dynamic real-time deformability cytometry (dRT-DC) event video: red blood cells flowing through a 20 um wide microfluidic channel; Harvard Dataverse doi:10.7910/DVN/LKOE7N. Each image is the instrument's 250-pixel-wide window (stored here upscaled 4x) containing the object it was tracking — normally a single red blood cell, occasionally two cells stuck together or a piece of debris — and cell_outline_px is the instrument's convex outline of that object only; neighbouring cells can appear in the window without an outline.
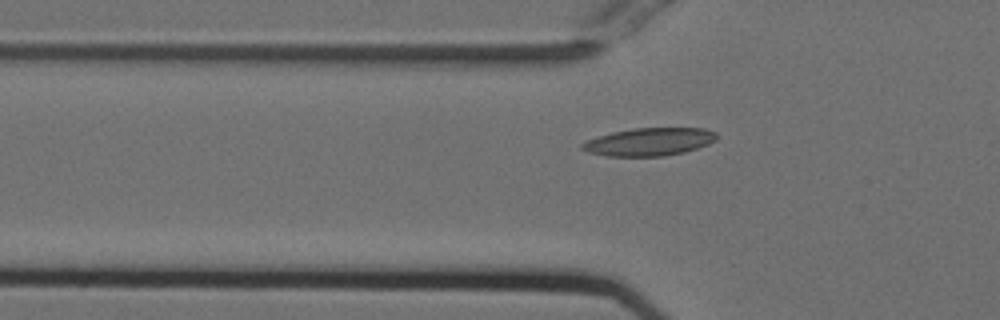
{"species": "Egyptian fruit bat (a non-hibernating species)", "species_latin": "Rousettus aegyptiacus", "temperature_condition": "cold", "stored_images_in_passage": 38, "camera_frame_rate_fps": 3000, "um_per_image_px": 0.085, "animal": {"sex": "female"}, "frame": {"image": 1, "passage_image": 8, "time_ms": 2.333, "image_size_px": [1000, 320], "cell_outline_px": [[716, 140], [708, 144], [684, 152], [664, 156], [608, 156], [588, 152], [580, 148], [580, 144], [588, 140], [612, 132], [632, 128], [704, 128], [716, 132]], "centroid_in_image_um": [55.18, 12.05], "position_along_channel_um": 70.6, "area_um2": 21.73}}
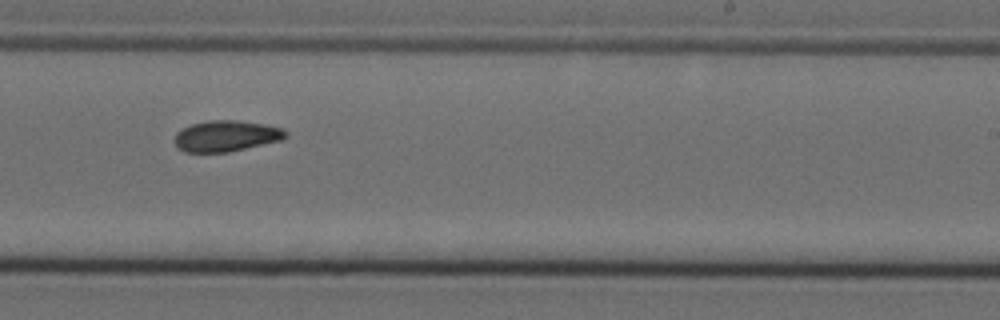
{"frame": {"image": 2, "passage_image": 24, "time_ms": 7.667, "image_size_px": [1000, 320], "cell_outline_px": [[288, 136], [284, 140], [228, 152], [184, 152], [176, 148], [172, 140], [176, 132], [192, 124], [208, 120], [236, 120], [264, 124], [284, 128], [288, 132]], "centroid_in_image_um": [19.23, 11.56], "position_along_channel_um": 269.8, "area_um2": 20.46}}
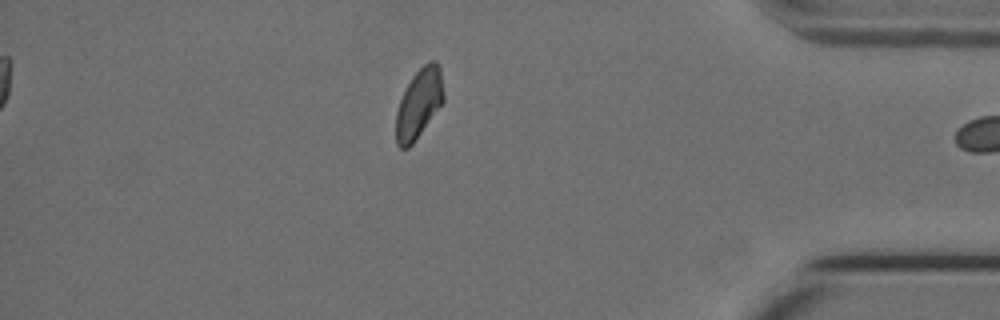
{"frame": {"image": 3, "passage_image": 37, "time_ms": 12.0, "image_size_px": [1000, 320], "cell_outline_px": [[444, 100], [412, 144], [408, 148], [400, 148], [396, 144], [396, 112], [400, 100], [412, 76], [424, 64], [432, 60], [436, 60], [440, 68], [444, 96]], "centroid_in_image_um": [35.6, 8.79], "position_along_channel_um": 399.6, "area_um2": 18.9}}